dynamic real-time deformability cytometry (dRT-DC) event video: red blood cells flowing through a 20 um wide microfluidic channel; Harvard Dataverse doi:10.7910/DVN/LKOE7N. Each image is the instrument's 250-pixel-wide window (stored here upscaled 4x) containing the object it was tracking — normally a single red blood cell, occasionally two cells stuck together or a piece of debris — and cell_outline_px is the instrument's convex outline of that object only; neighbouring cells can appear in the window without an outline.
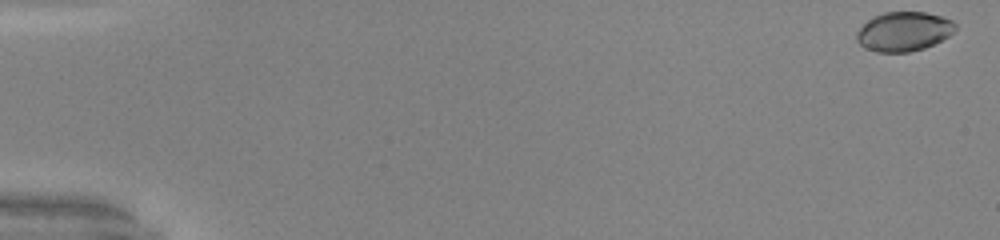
{"species": "common noctule bat (a hibernating species)", "species_latin": "Nyctalus noctula", "temperature_condition": "warm", "stored_images_in_passage": 52, "camera_frame_rate_fps": 3000, "um_per_image_px": 0.085, "animal": {"sex": "male", "body_mass_g": 20.0, "forearm_length_mm": 53.3}, "frame": {"image": 1, "passage_image": 1, "time_ms": 0.0, "image_size_px": [1000, 240], "cell_outline_px": [[956, 28], [948, 36], [924, 48], [908, 52], [876, 52], [864, 48], [856, 40], [856, 32], [872, 16], [884, 12], [924, 12], [940, 16], [952, 20], [956, 24]], "centroid_in_image_um": [76.78, 2.67], "position_along_channel_um": 8.2, "area_um2": 22.54}}
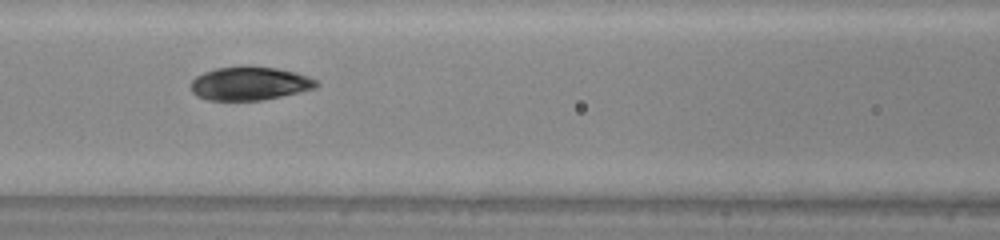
{"frame": {"image": 2, "passage_image": 24, "time_ms": 7.667, "image_size_px": [1000, 240], "cell_outline_px": [[320, 84], [316, 88], [280, 96], [260, 100], [208, 100], [196, 96], [192, 92], [192, 80], [196, 76], [204, 72], [216, 68], [276, 68], [296, 72], [308, 76], [316, 80]], "centroid_in_image_um": [21.23, 7.12], "position_along_channel_um": 145.4, "area_um2": 23.87}}
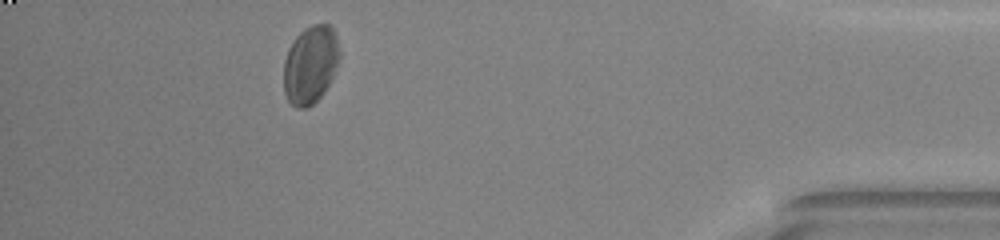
{"frame": {"image": 3, "passage_image": 47, "time_ms": 15.333, "image_size_px": [1000, 240], "cell_outline_px": [[340, 56], [332, 76], [324, 92], [308, 108], [296, 108], [288, 100], [284, 92], [284, 60], [288, 48], [296, 36], [304, 28], [312, 24], [328, 24], [332, 28], [336, 36], [340, 52]], "centroid_in_image_um": [26.37, 5.48], "position_along_channel_um": 408.8, "area_um2": 25.32}, "authors_computed_cell_mechanics": {"area_um2": 24.565, "velocity_mm_per_s": 4.0512, "shape_relaxation_time_tau1_ms": 4.0729, "shape_relaxation_time_tau2_ms": 1.5427, "deformation_change_tau1": 0.0927, "deformation_change_tau2": 0.0536}}